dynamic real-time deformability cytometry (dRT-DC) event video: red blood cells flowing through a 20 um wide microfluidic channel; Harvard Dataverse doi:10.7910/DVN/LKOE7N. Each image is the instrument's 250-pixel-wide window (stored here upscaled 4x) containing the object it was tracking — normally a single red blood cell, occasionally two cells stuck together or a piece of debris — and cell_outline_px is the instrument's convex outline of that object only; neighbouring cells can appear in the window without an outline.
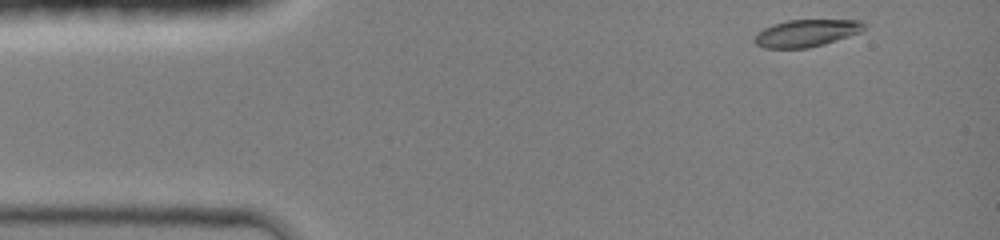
{"species": "common noctule bat (a hibernating species)", "species_latin": "Nyctalus noctula", "temperature_condition": "room temperature", "stored_images_in_passage": 46, "camera_frame_rate_fps": 3000, "um_per_image_px": 0.085, "animal": {"sex": "female", "body_mass_g": 19.0, "forearm_length_mm": 51.5}, "frame": {"image": 1, "passage_image": 1, "time_ms": 0.0, "image_size_px": [1000, 240], "cell_outline_px": [[864, 28], [860, 32], [824, 44], [808, 48], [764, 48], [756, 44], [752, 40], [756, 32], [772, 24], [788, 20], [860, 20], [864, 24]], "centroid_in_image_um": [68.47, 2.81], "position_along_channel_um": 16.5, "area_um2": 17.34}}
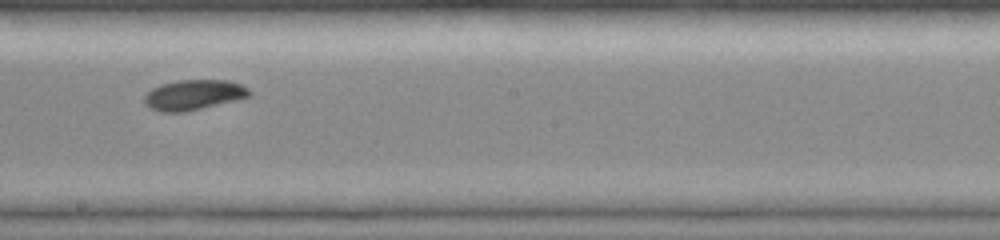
{"frame": {"image": 2, "passage_image": 25, "time_ms": 7.0, "image_size_px": [1000, 240], "cell_outline_px": [[252, 96], [184, 112], [160, 112], [148, 108], [144, 104], [144, 96], [152, 88], [160, 84], [176, 80], [228, 80], [240, 84], [248, 88], [252, 92]], "centroid_in_image_um": [16.43, 8.06], "position_along_channel_um": 231.8, "area_um2": 18.61}}
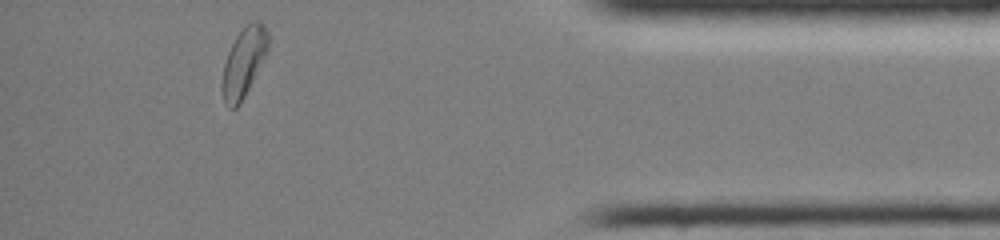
{"frame": {"image": 3, "passage_image": 46, "time_ms": 12.0, "image_size_px": [1000, 240], "cell_outline_px": [[268, 48], [240, 104], [236, 108], [228, 108], [224, 104], [220, 88], [220, 84], [224, 64], [228, 52], [236, 36], [252, 20], [260, 20], [264, 24], [268, 32]], "centroid_in_image_um": [20.67, 5.31], "position_along_channel_um": 414.5, "area_um2": 18.32}, "authors_computed_cell_mechanics": {"area_um2": 18.1492, "velocity_mm_per_s": 4.2516, "shape_relaxation_time_tau1_ms": 2.7322, "shape_relaxation_time_tau2_ms": null, "deformation_change_tau1": 0.1045, "deformation_change_tau2": null}}